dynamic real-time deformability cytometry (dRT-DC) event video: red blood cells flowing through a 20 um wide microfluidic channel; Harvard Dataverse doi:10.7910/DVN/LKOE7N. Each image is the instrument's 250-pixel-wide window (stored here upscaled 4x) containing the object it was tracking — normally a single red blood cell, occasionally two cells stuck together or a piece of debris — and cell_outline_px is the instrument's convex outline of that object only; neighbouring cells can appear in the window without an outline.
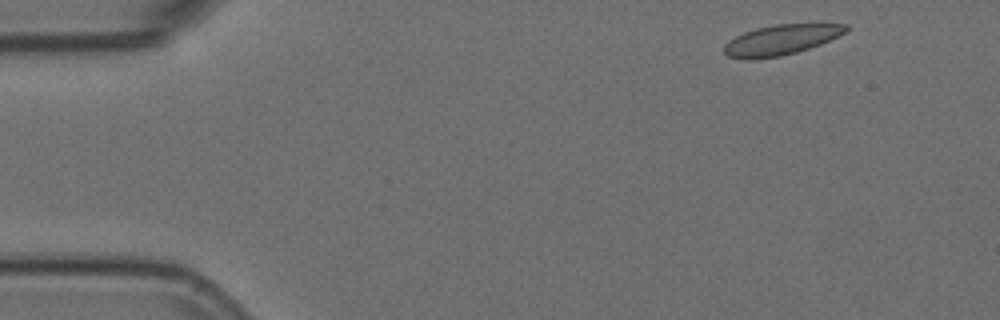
{"species": "Egyptian fruit bat (a non-hibernating species)", "species_latin": "Rousettus aegyptiacus", "temperature_condition": "room temperature", "stored_images_in_passage": 4, "camera_frame_rate_fps": 3000, "um_per_image_px": 0.085, "animal": {"sex": "female"}, "frame": {"image": 1, "passage_image": 1, "time_ms": 0.0, "image_size_px": [1000, 320], "cell_outline_px": [[848, 28], [844, 32], [820, 44], [796, 52], [780, 56], [752, 60], [744, 60], [728, 56], [724, 52], [724, 44], [728, 40], [744, 32], [756, 28], [772, 24], [848, 24]], "centroid_in_image_um": [66.3, 3.4], "position_along_channel_um": 18.7, "area_um2": 21.33}}
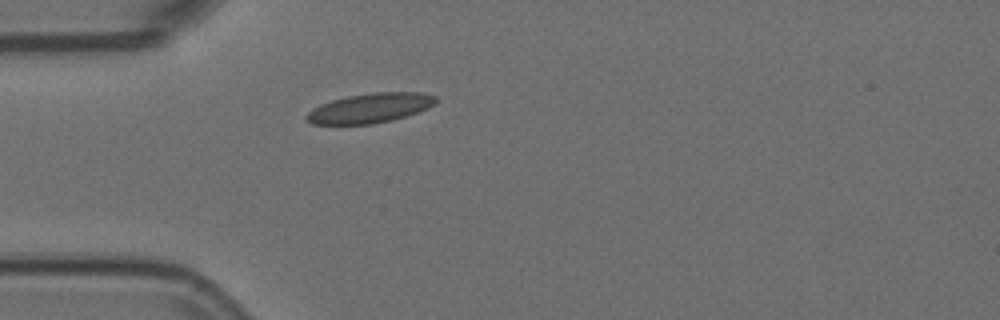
{"frame": {"image": 2, "passage_image": 4, "time_ms": 1.0, "image_size_px": [1000, 320], "cell_outline_px": [[436, 104], [428, 108], [392, 120], [372, 124], [312, 124], [304, 120], [304, 116], [312, 108], [320, 104], [332, 100], [348, 96], [372, 92], [424, 92], [436, 96]], "centroid_in_image_um": [31.43, 9.18], "position_along_channel_um": 53.6, "area_um2": 22.43}}